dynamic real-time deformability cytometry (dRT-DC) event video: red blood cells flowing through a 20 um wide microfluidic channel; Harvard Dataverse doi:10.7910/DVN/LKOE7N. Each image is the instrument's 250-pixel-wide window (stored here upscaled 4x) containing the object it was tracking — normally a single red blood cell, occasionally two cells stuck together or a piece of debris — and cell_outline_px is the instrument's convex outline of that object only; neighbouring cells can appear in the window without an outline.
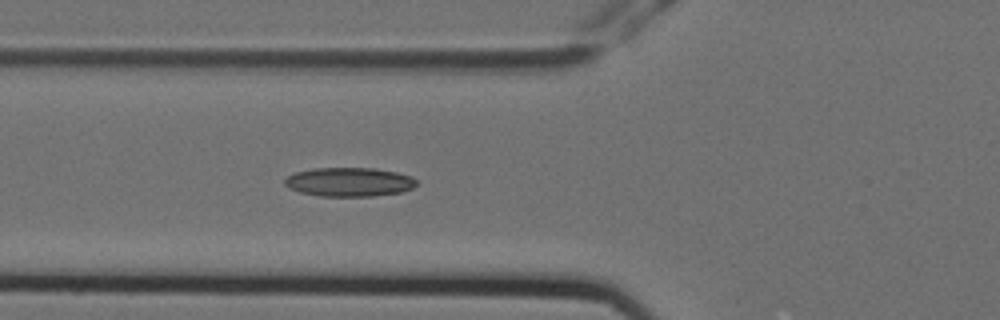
{"species": "Egyptian fruit bat (a non-hibernating species)", "species_latin": "Rousettus aegyptiacus", "temperature_condition": "cold", "stored_images_in_passage": 3, "camera_frame_rate_fps": 3000, "um_per_image_px": 0.085, "animal": {"sex": "female"}, "frame": {"image": 1, "passage_image": 3, "time_ms": 0.667, "image_size_px": [1000, 320], "cell_outline_px": [[416, 184], [412, 188], [400, 192], [372, 196], [320, 196], [300, 192], [288, 188], [284, 184], [284, 180], [288, 176], [296, 172], [316, 168], [376, 168], [396, 172], [412, 176], [416, 180]], "centroid_in_image_um": [29.68, 15.46], "position_along_channel_um": 96.1, "area_um2": 22.2}}